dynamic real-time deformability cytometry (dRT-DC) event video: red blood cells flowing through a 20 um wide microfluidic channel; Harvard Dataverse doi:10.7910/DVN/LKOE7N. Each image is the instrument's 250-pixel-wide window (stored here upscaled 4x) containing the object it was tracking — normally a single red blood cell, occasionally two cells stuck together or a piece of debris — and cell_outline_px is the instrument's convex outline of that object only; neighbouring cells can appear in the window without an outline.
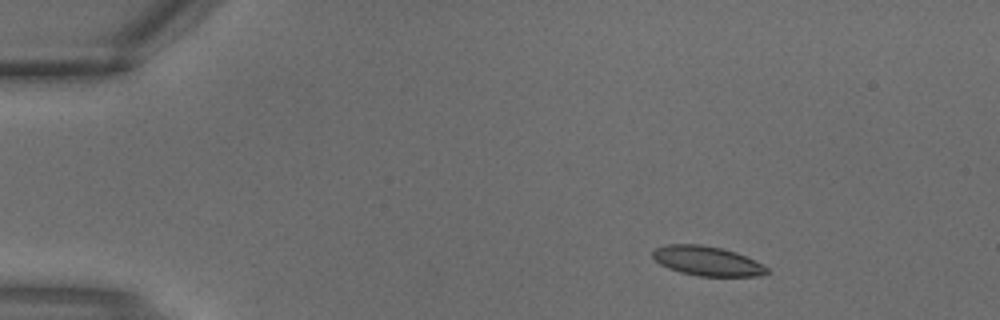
{"species": "common noctule bat (a hibernating species)", "species_latin": "Nyctalus noctula", "temperature_condition": "warm", "stored_images_in_passage": 3, "camera_frame_rate_fps": 3000, "um_per_image_px": 0.085, "animal": {"sex": "male", "body_mass_g": 18.8}, "frame": {"image": 1, "passage_image": 2, "time_ms": 0.333, "image_size_px": [1000, 320], "cell_outline_px": [[768, 272], [756, 276], [700, 276], [680, 272], [668, 268], [660, 264], [652, 256], [652, 252], [656, 248], [668, 244], [700, 244], [720, 248], [736, 252], [768, 268]], "centroid_in_image_um": [60.05, 22.18], "position_along_channel_um": 24.9, "area_um2": 19.31}}